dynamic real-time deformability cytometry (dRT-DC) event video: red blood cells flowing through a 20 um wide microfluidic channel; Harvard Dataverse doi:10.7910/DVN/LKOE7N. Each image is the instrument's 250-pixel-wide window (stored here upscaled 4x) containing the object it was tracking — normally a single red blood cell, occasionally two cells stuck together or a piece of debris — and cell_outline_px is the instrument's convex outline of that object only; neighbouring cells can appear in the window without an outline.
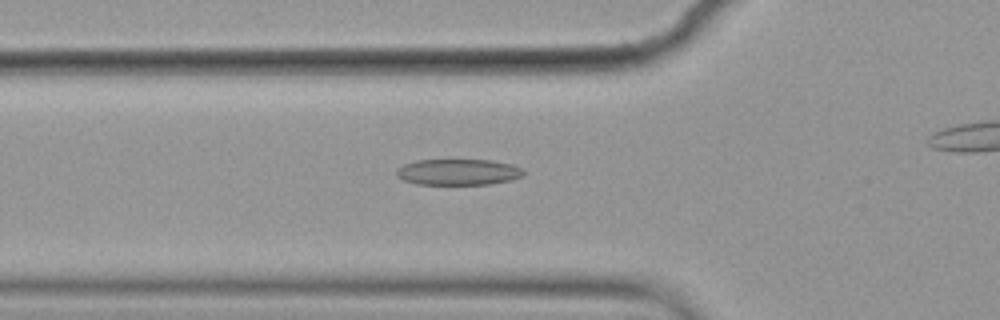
{"species": "common noctule bat (a hibernating species)", "species_latin": "Nyctalus noctula", "temperature_condition": "cold", "stored_images_in_passage": 46, "camera_frame_rate_fps": 3000, "um_per_image_px": 0.085, "animal": {"sex": "female", "body_mass_g": 19.9}, "frame": {"image": 1, "passage_image": 19, "time_ms": 6.0, "image_size_px": [1000, 320], "cell_outline_px": [[524, 176], [512, 180], [488, 184], [416, 184], [404, 180], [396, 176], [396, 168], [404, 164], [416, 160], [492, 160], [512, 164], [524, 168]], "centroid_in_image_um": [38.97, 14.62], "position_along_channel_um": 86.8, "area_um2": 19.48}}
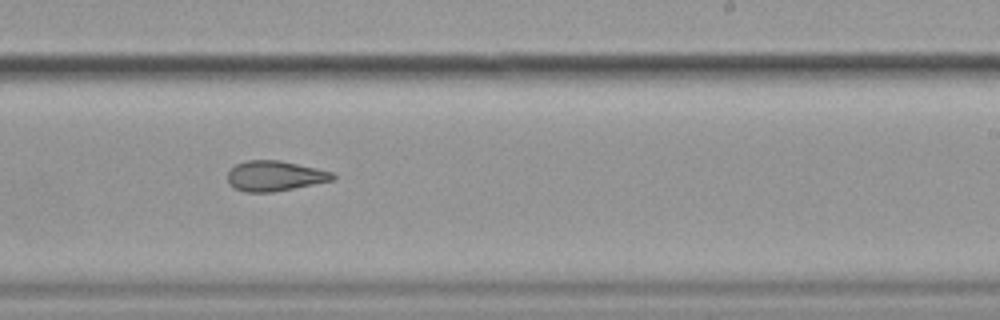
{"frame": {"image": 2, "passage_image": 34, "time_ms": 11.0, "image_size_px": [1000, 320], "cell_outline_px": [[336, 176], [332, 180], [272, 192], [244, 192], [228, 184], [228, 172], [236, 164], [244, 160], [280, 160], [316, 168], [332, 172]], "centroid_in_image_um": [23.31, 14.94], "position_along_channel_um": 265.7, "area_um2": 18.32}}
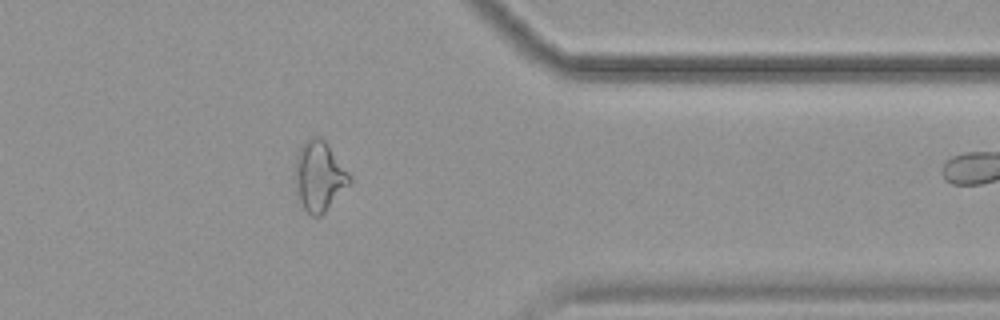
{"frame": {"image": 3, "passage_image": 45, "time_ms": 14.667, "image_size_px": [1000, 320], "cell_outline_px": [[352, 184], [320, 216], [312, 216], [304, 208], [300, 200], [296, 180], [296, 156], [300, 148], [312, 136], [320, 136], [328, 144], [352, 176]], "centroid_in_image_um": [27.2, 14.97], "position_along_channel_um": 384.2, "area_um2": 21.96}}